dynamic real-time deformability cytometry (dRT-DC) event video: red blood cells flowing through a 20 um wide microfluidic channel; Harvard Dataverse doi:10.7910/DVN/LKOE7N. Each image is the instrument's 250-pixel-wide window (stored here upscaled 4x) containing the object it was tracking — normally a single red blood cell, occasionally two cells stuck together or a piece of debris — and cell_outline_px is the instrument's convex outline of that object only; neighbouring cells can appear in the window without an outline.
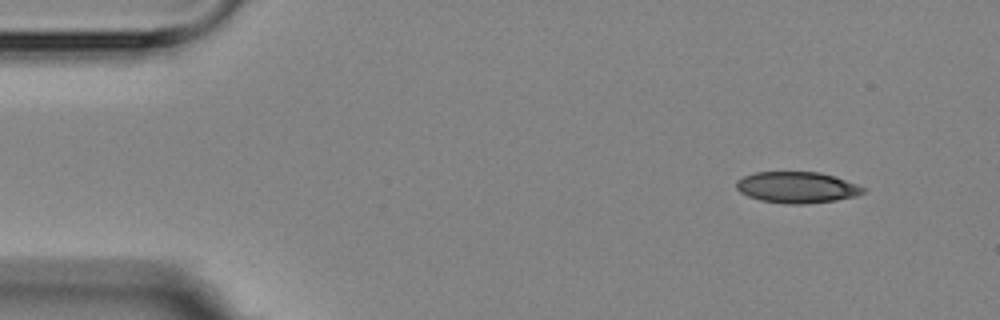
{"species": "Egyptian fruit bat (a non-hibernating species)", "species_latin": "Rousettus aegyptiacus", "temperature_condition": "room temperature", "stored_images_in_passage": 14, "camera_frame_rate_fps": 3000, "um_per_image_px": 0.085, "animal": {"sex": "female"}, "frame": {"image": 1, "passage_image": 1, "time_ms": 0.0, "image_size_px": [1000, 320], "cell_outline_px": [[864, 192], [856, 196], [836, 200], [808, 204], [784, 204], [760, 200], [748, 196], [740, 192], [736, 188], [736, 180], [744, 176], [756, 172], [820, 172], [856, 184], [864, 188]], "centroid_in_image_um": [67.7, 15.94], "position_along_channel_um": 17.3, "area_um2": 23.0}}
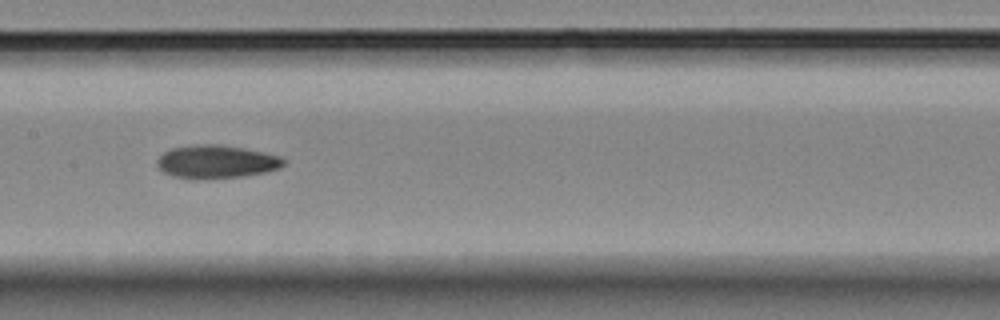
{"frame": {"image": 2, "passage_image": 7, "time_ms": 7.333, "image_size_px": [1000, 320], "cell_outline_px": [[288, 160], [280, 168], [268, 172], [244, 176], [204, 180], [192, 180], [172, 176], [164, 172], [156, 164], [156, 160], [164, 152], [172, 148], [196, 144], [216, 144], [244, 148], [280, 156]], "centroid_in_image_um": [18.4, 13.77], "position_along_channel_um": 189.0, "area_um2": 24.91}}
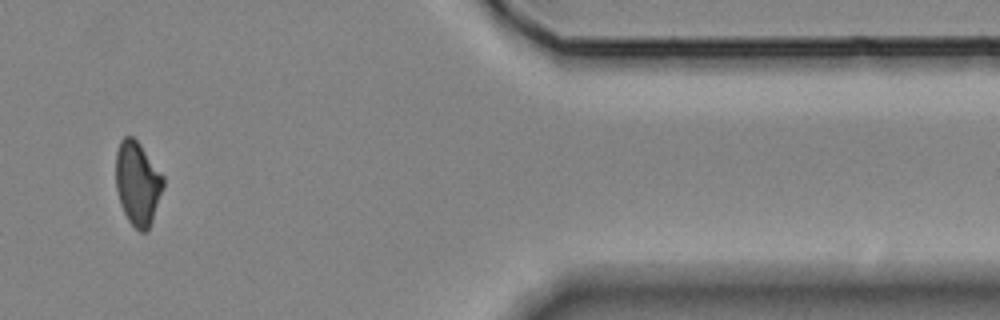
{"frame": {"image": 3, "passage_image": 12, "time_ms": 14.333, "image_size_px": [1000, 320], "cell_outline_px": [[164, 188], [152, 220], [148, 228], [144, 232], [140, 232], [128, 220], [120, 204], [116, 188], [116, 152], [120, 140], [124, 136], [132, 136], [140, 144], [164, 176]], "centroid_in_image_um": [11.69, 15.56], "position_along_channel_um": 399.7, "area_um2": 23.12}}